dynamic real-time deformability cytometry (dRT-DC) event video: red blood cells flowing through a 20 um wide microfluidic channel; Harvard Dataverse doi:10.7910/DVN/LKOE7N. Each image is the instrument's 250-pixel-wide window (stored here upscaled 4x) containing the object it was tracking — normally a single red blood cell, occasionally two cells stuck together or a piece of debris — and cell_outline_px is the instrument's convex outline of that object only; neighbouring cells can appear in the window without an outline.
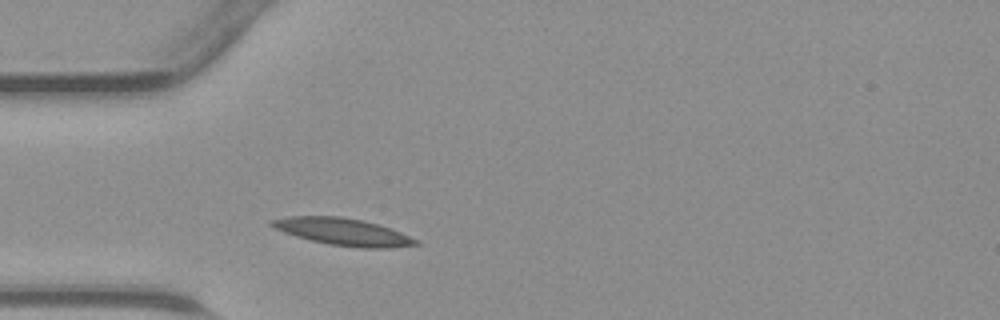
{"species": "common noctule bat (a hibernating species)", "species_latin": "Nyctalus noctula", "temperature_condition": "warm", "stored_images_in_passage": 25, "camera_frame_rate_fps": 3000, "um_per_image_px": 0.085, "animal": {"sex": "male", "body_mass_g": 23.1, "forearm_length_mm": 52.7}, "frame": {"image": 1, "passage_image": 1, "time_ms": 0.0, "image_size_px": [1000, 320], "cell_outline_px": [[420, 244], [392, 248], [360, 248], [328, 244], [296, 236], [272, 228], [268, 224], [272, 220], [288, 216], [340, 216], [364, 220], [400, 232], [420, 240]], "centroid_in_image_um": [29.16, 19.7], "position_along_channel_um": 55.8, "area_um2": 22.77}}
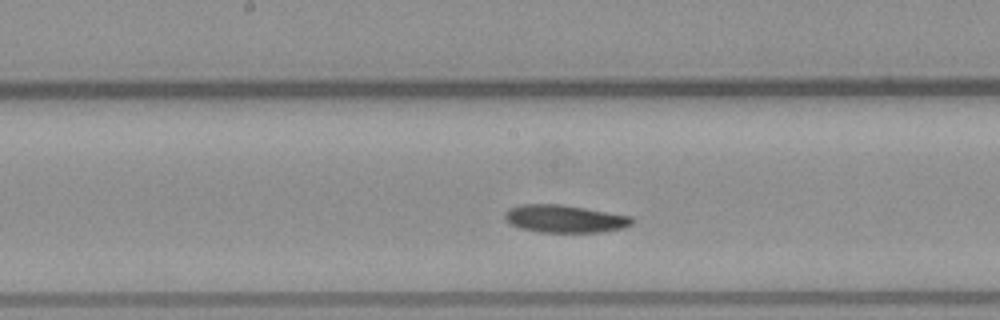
{"frame": {"image": 2, "passage_image": 11, "time_ms": 3.333, "image_size_px": [1000, 320], "cell_outline_px": [[632, 224], [624, 228], [600, 232], [540, 232], [520, 228], [512, 224], [504, 216], [504, 212], [508, 208], [520, 204], [560, 204], [632, 216]], "centroid_in_image_um": [47.99, 18.59], "position_along_channel_um": 200.2, "area_um2": 20.4}}
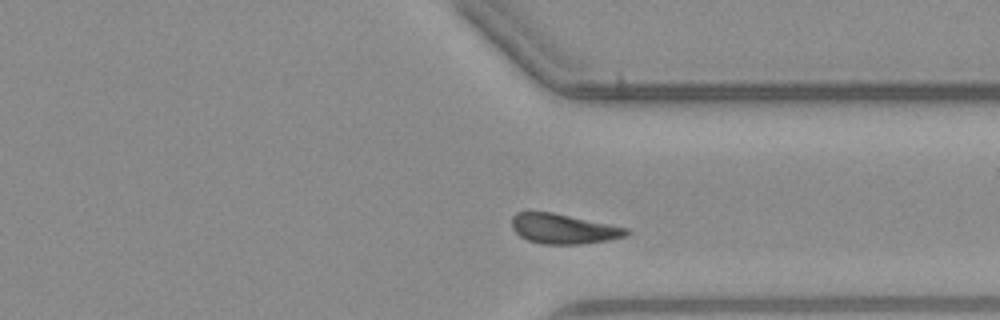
{"frame": {"image": 3, "passage_image": 22, "time_ms": 7.0, "image_size_px": [1000, 320], "cell_outline_px": [[628, 236], [608, 240], [580, 244], [540, 244], [528, 240], [520, 236], [512, 228], [512, 216], [516, 212], [552, 212], [628, 228]], "centroid_in_image_um": [47.88, 19.45], "position_along_channel_um": 363.5, "area_um2": 19.88}}